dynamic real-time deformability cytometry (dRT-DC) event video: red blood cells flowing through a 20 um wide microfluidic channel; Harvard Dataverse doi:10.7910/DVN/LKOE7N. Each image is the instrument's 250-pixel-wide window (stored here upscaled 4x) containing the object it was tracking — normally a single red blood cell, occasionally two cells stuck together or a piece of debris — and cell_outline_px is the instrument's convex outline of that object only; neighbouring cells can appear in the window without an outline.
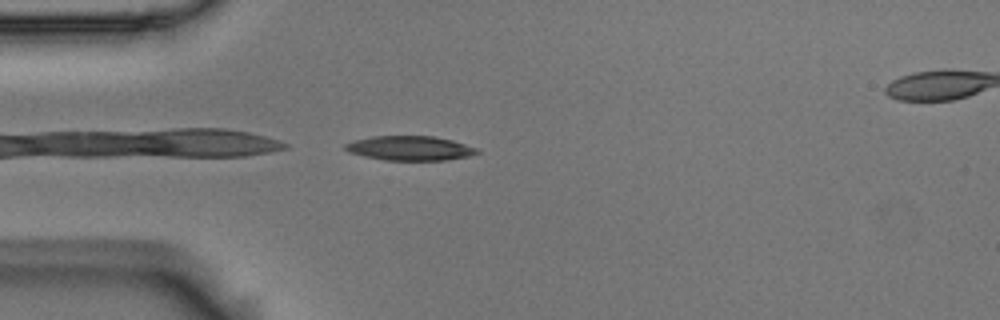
{"species": "Egyptian fruit bat (a non-hibernating species)", "species_latin": "Rousettus aegyptiacus", "temperature_condition": "room temperature", "stored_images_in_passage": 41, "camera_frame_rate_fps": 3000, "um_per_image_px": 0.085, "animal": {"sex": "male"}, "frame": {"image": 1, "passage_image": 1, "time_ms": 0.0, "image_size_px": [1000, 320], "cell_outline_px": [[480, 152], [468, 156], [444, 160], [384, 160], [364, 156], [348, 152], [344, 148], [344, 144], [356, 140], [372, 136], [432, 136], [452, 140], [476, 148]], "centroid_in_image_um": [34.81, 12.59], "position_along_channel_um": 50.2, "area_um2": 18.61}}
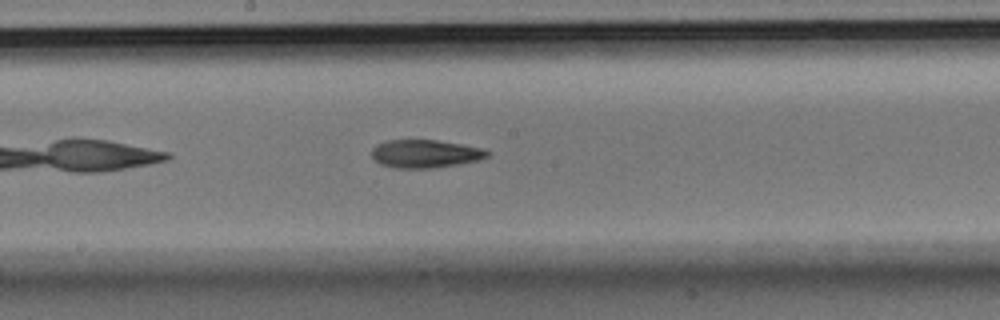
{"frame": {"image": 2, "passage_image": 15, "time_ms": 4.667, "image_size_px": [1000, 320], "cell_outline_px": [[492, 152], [488, 156], [476, 160], [456, 164], [432, 168], [392, 168], [380, 164], [372, 156], [372, 148], [376, 144], [384, 140], [436, 140], [464, 144], [480, 148]], "centroid_in_image_um": [36.1, 13.06], "position_along_channel_um": 212.1, "area_um2": 18.9}}
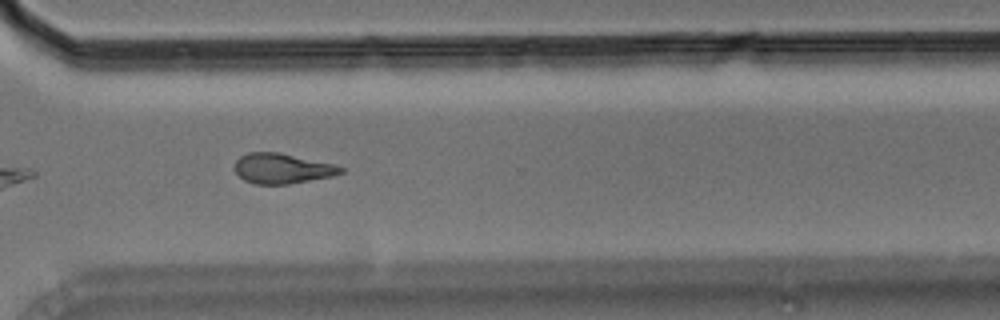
{"frame": {"image": 3, "passage_image": 26, "time_ms": 8.333, "image_size_px": [1000, 320], "cell_outline_px": [[344, 172], [332, 176], [288, 184], [252, 184], [244, 180], [232, 168], [236, 160], [240, 156], [248, 152], [276, 152], [332, 164], [344, 168]], "centroid_in_image_um": [23.92, 14.33], "position_along_channel_um": 346.7, "area_um2": 18.5}, "authors_computed_cell_mechanics": {"area_um2": 19.1896, "velocity_mm_per_s": 3.6777, "shape_relaxation_time_tau1_ms": 5.4915, "shape_relaxation_time_tau2_ms": 6.4737, "deformation_change_tau1": 0.1625, "deformation_change_tau2": 0.1734}}